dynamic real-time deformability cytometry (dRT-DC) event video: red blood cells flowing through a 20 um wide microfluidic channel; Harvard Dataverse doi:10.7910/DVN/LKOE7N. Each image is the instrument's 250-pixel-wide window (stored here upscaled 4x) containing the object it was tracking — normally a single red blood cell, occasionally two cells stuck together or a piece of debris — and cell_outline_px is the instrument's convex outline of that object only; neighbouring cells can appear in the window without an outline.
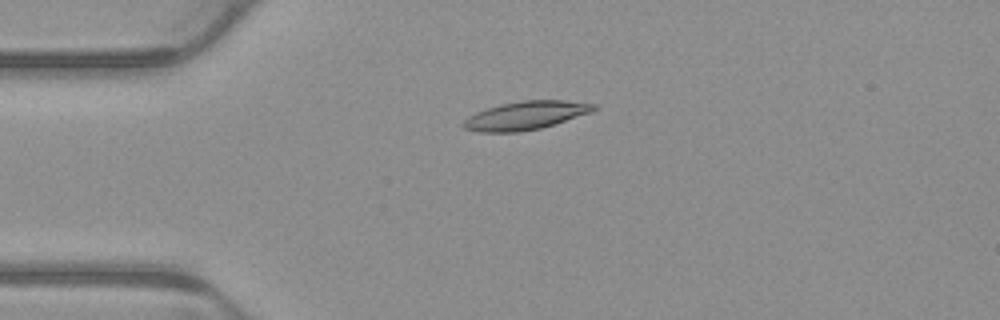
{"species": "common noctule bat (a hibernating species)", "species_latin": "Nyctalus noctula", "temperature_condition": "warm", "stored_images_in_passage": 5, "camera_frame_rate_fps": 3000, "um_per_image_px": 0.085, "animal": {"sex": "male", "body_mass_g": 23.1, "forearm_length_mm": 52.7}, "frame": {"image": 1, "passage_image": 4, "time_ms": 1.0, "image_size_px": [1000, 320], "cell_outline_px": [[596, 108], [592, 112], [540, 128], [520, 132], [480, 132], [464, 128], [460, 124], [468, 116], [476, 112], [500, 104], [520, 100], [564, 100], [596, 104]], "centroid_in_image_um": [44.65, 9.81], "position_along_channel_um": 40.4, "area_um2": 21.5}}